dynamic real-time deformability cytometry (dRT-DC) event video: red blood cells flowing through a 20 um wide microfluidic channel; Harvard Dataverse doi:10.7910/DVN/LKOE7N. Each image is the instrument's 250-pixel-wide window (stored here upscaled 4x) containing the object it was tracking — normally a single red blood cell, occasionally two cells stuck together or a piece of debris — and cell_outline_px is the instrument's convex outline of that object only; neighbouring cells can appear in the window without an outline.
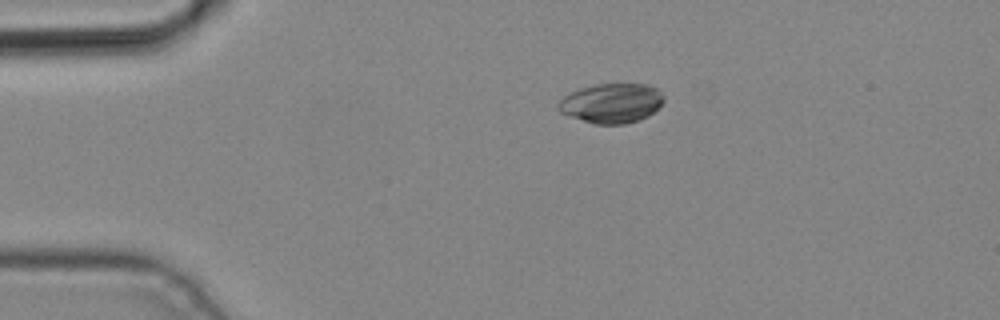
{"species": "common noctule bat (a hibernating species)", "species_latin": "Nyctalus noctula", "temperature_condition": "cold", "stored_images_in_passage": 2, "camera_frame_rate_fps": 3000, "um_per_image_px": 0.085, "animal": {"sex": "male", "body_mass_g": 19.2, "forearm_length_mm": 51.8}, "frame": {"image": 1, "passage_image": 1, "time_ms": 0.0, "image_size_px": [1000, 320], "cell_outline_px": [[664, 100], [660, 108], [648, 116], [624, 124], [596, 124], [568, 116], [560, 112], [556, 108], [556, 104], [564, 96], [580, 88], [596, 84], [648, 84], [656, 88], [664, 96]], "centroid_in_image_um": [51.98, 8.77], "position_along_channel_um": 33.0, "area_um2": 24.45}}